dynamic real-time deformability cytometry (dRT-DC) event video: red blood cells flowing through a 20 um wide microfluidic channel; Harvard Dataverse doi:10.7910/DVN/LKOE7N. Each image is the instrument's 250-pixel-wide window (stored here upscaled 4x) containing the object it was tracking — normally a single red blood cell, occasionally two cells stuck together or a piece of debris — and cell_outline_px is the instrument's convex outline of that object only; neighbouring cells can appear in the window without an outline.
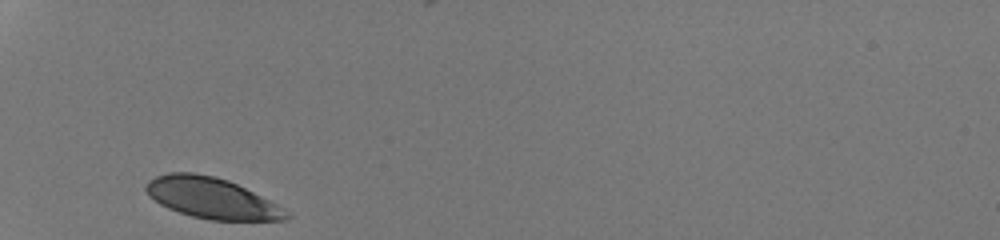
{"species": "human", "species_latin": "Homo sapiens", "temperature_condition": "room temperature", "stored_images_in_passage": 26, "camera_frame_rate_fps": 3000, "um_per_image_px": 0.085, "donor": {"sex": "male"}, "frame": {"image": 1, "passage_image": 1, "time_ms": 0.0, "image_size_px": [1000, 240], "cell_outline_px": [[292, 216], [284, 220], [208, 220], [192, 216], [168, 208], [160, 204], [148, 196], [144, 188], [144, 184], [148, 180], [156, 176], [168, 172], [192, 172], [216, 176], [228, 180], [276, 204], [288, 212]], "centroid_in_image_um": [17.93, 16.83], "position_along_channel_um": 67.1, "area_um2": 33.29}}
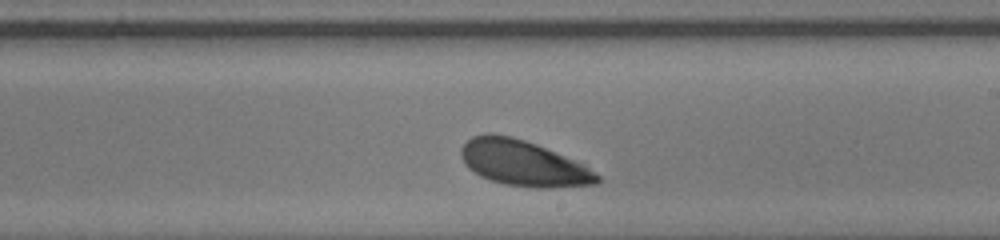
{"frame": {"image": 2, "passage_image": 15, "time_ms": 4.667, "image_size_px": [1000, 240], "cell_outline_px": [[600, 180], [596, 184], [548, 188], [536, 188], [504, 184], [480, 176], [468, 168], [464, 164], [460, 156], [460, 148], [472, 136], [488, 132], [492, 132], [512, 136], [536, 144], [564, 156], [596, 172], [600, 176]], "centroid_in_image_um": [44.42, 13.86], "position_along_channel_um": 244.6, "area_um2": 36.07}}
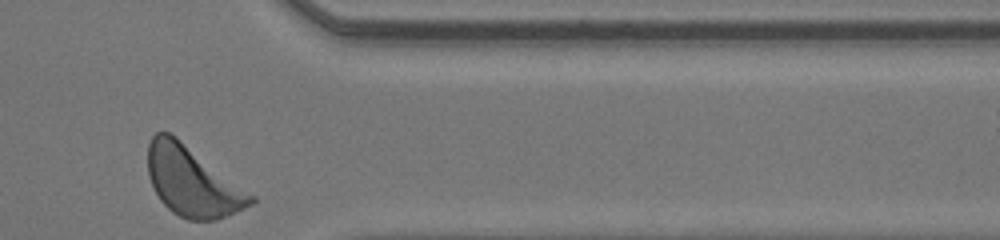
{"frame": {"image": 3, "passage_image": 26, "time_ms": 8.333, "image_size_px": [1000, 240], "cell_outline_px": [[256, 200], [252, 204], [244, 208], [216, 220], [188, 220], [172, 212], [160, 200], [152, 188], [148, 176], [148, 144], [152, 136], [156, 132], [168, 132], [176, 136], [256, 196]], "centroid_in_image_um": [16.34, 15.42], "position_along_channel_um": 395.1, "area_um2": 41.79}, "authors_computed_cell_mechanics": {"area_um2": 36.0672, "velocity_mm_per_s": 4.1886, "shape_relaxation_time_tau1_ms": 1.1031, "shape_relaxation_time_tau2_ms": null, "deformation_change_tau1": 0.0836, "deformation_change_tau2": null}}